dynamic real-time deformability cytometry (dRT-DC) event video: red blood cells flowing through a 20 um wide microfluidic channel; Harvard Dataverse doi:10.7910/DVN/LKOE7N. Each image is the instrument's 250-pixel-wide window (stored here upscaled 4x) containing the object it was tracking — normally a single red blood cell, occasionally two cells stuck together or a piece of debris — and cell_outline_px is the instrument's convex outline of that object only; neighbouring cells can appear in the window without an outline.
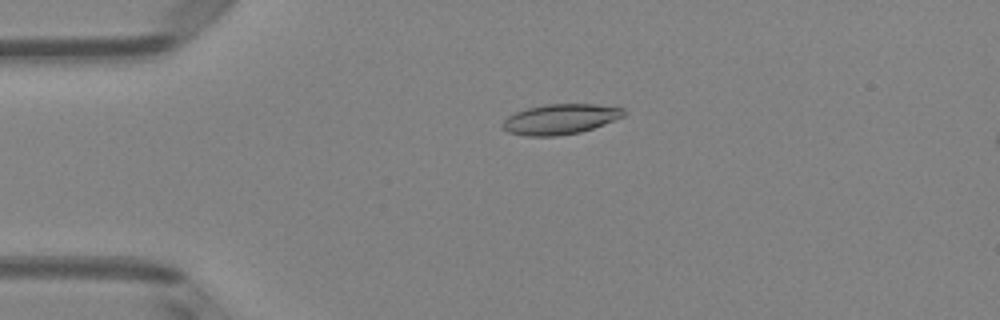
{"species": "Egyptian fruit bat (a non-hibernating species)", "species_latin": "Rousettus aegyptiacus", "temperature_condition": "room temperature", "stored_images_in_passage": 51, "camera_frame_rate_fps": 3000, "um_per_image_px": 0.085, "animal": {"sex": "female"}, "frame": {"image": 1, "passage_image": 12, "time_ms": 3.667, "image_size_px": [1000, 320], "cell_outline_px": [[624, 116], [604, 124], [580, 132], [556, 136], [524, 136], [508, 132], [500, 124], [508, 116], [516, 112], [528, 108], [548, 104], [596, 104], [624, 108]], "centroid_in_image_um": [47.61, 10.13], "position_along_channel_um": 37.4, "area_um2": 21.21}}
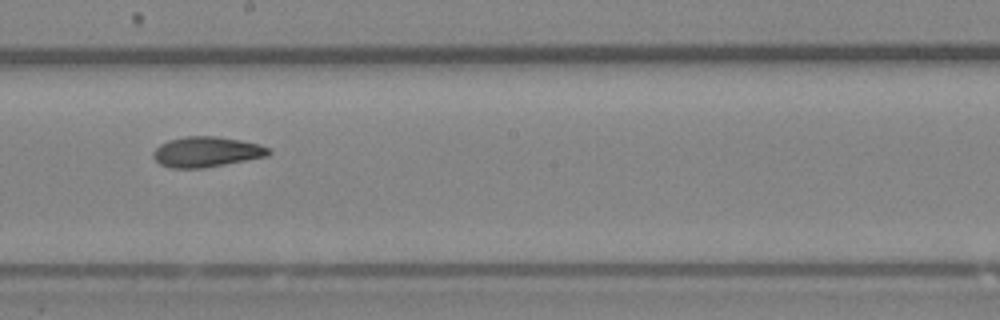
{"frame": {"image": 2, "passage_image": 29, "time_ms": 9.333, "image_size_px": [1000, 320], "cell_outline_px": [[272, 152], [268, 156], [204, 168], [168, 168], [160, 164], [152, 156], [152, 152], [160, 144], [168, 140], [184, 136], [216, 136], [240, 140], [260, 144], [268, 148]], "centroid_in_image_um": [17.53, 12.91], "position_along_channel_um": 230.7, "area_um2": 20.52}}
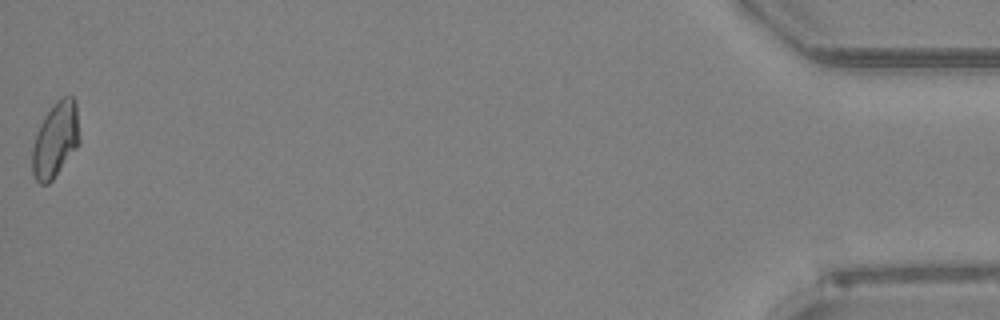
{"frame": {"image": 3, "passage_image": 51, "time_ms": 16.667, "image_size_px": [1000, 320], "cell_outline_px": [[80, 144], [52, 180], [48, 184], [40, 184], [36, 180], [32, 172], [32, 148], [36, 132], [44, 116], [56, 100], [60, 96], [72, 96], [76, 100], [80, 140]], "centroid_in_image_um": [4.72, 11.86], "position_along_channel_um": 430.5, "area_um2": 20.98}, "authors_computed_cell_mechanics": {"area_um2": 20.519, "velocity_mm_per_s": 4.0282, "shape_relaxation_time_tau1_ms": 7.4886, "shape_relaxation_time_tau2_ms": 1.7246, "deformation_change_tau1": 0.2091, "deformation_change_tau2": 0.0795}}